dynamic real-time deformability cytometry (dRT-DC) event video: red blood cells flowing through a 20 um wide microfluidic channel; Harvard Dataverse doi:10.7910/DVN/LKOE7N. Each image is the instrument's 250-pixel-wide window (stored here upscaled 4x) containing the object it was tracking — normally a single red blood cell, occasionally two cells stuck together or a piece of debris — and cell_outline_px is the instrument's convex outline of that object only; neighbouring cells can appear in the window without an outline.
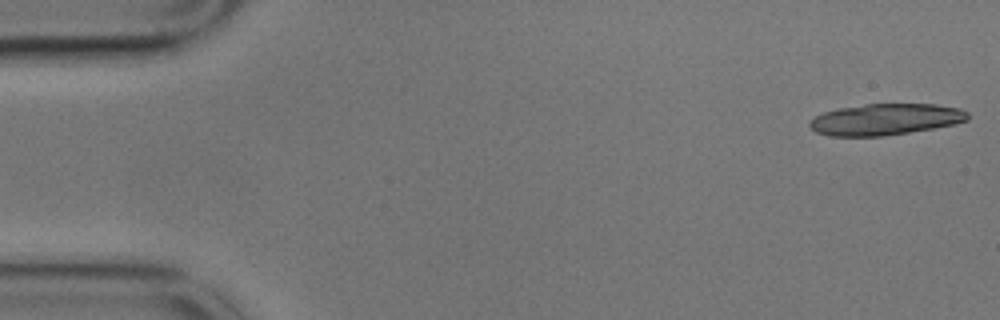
{"species": "common noctule bat (a hibernating species)", "species_latin": "Nyctalus noctula", "temperature_condition": "cold", "stored_images_in_passage": 18, "camera_frame_rate_fps": 3000, "um_per_image_px": 0.085, "animal": {"sex": "male", "body_mass_g": 17.9}, "frame": {"image": 1, "passage_image": 1, "time_ms": 0.0, "image_size_px": [1000, 320], "cell_outline_px": [[968, 120], [956, 124], [908, 132], [880, 136], [828, 136], [816, 132], [808, 124], [808, 120], [824, 112], [840, 108], [864, 104], [936, 104], [960, 108], [968, 112]], "centroid_in_image_um": [75.26, 10.14], "position_along_channel_um": 9.7, "area_um2": 28.84}}